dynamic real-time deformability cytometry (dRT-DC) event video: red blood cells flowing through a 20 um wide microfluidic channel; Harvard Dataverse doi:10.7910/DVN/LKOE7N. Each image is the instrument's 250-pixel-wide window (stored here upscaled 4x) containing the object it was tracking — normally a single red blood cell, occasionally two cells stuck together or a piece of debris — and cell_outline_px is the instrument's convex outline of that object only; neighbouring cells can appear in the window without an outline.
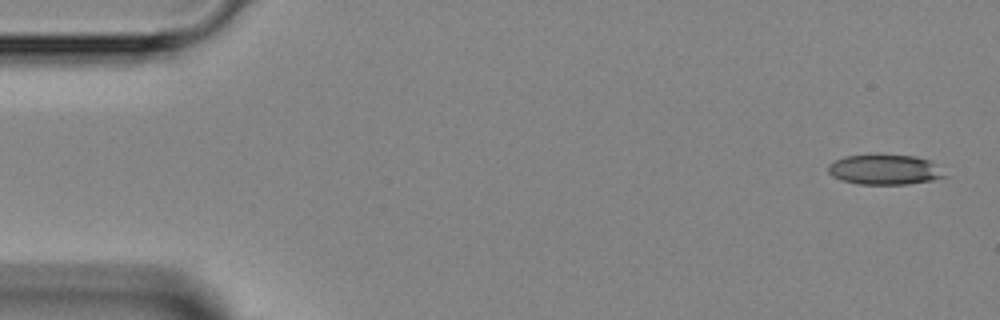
{"species": "Egyptian fruit bat (a non-hibernating species)", "species_latin": "Rousettus aegyptiacus", "temperature_condition": "room temperature", "stored_images_in_passage": 4, "camera_frame_rate_fps": 3000, "um_per_image_px": 0.085, "animal": {"sex": "female"}, "frame": {"image": 1, "passage_image": 1, "time_ms": 0.0, "image_size_px": [1000, 320], "cell_outline_px": [[948, 176], [932, 180], [908, 184], [860, 184], [844, 180], [832, 176], [828, 172], [828, 164], [844, 156], [868, 152], [916, 156], [932, 160]], "centroid_in_image_um": [75.21, 14.37], "position_along_channel_um": 9.8, "area_um2": 21.15}}
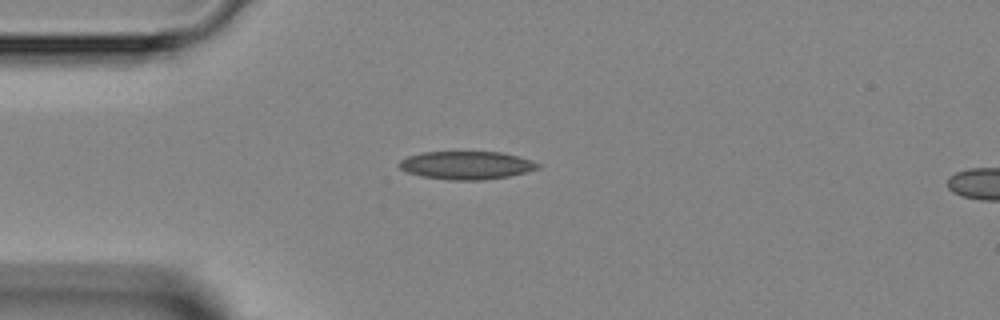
{"frame": {"image": 2, "passage_image": 3, "time_ms": 3.333, "image_size_px": [1000, 320], "cell_outline_px": [[544, 164], [540, 168], [508, 176], [484, 180], [452, 180], [420, 176], [408, 172], [400, 168], [396, 164], [400, 160], [408, 156], [420, 152], [500, 152], [532, 160]], "centroid_in_image_um": [39.64, 14.04], "position_along_channel_um": 45.4, "area_um2": 22.77}}